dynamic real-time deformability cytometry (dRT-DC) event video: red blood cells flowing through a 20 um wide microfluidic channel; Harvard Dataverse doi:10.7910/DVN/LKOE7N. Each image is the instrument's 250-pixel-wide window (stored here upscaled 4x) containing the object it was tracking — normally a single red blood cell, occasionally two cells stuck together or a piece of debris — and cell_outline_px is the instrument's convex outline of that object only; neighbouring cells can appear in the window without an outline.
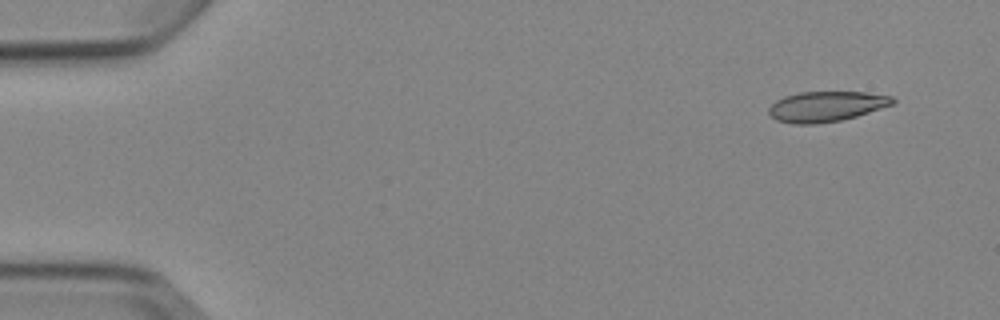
{"species": "Egyptian fruit bat (a non-hibernating species)", "species_latin": "Rousettus aegyptiacus", "temperature_condition": "cold", "stored_images_in_passage": 5, "camera_frame_rate_fps": 3000, "um_per_image_px": 0.085, "animal": {"sex": "female"}, "frame": {"image": 1, "passage_image": 1, "time_ms": 0.0, "image_size_px": [1000, 320], "cell_outline_px": [[896, 100], [892, 104], [856, 116], [840, 120], [816, 124], [792, 124], [776, 120], [768, 112], [768, 108], [776, 100], [784, 96], [800, 92], [864, 92], [892, 96]], "centroid_in_image_um": [70.19, 9.05], "position_along_channel_um": 14.8, "area_um2": 21.73}}
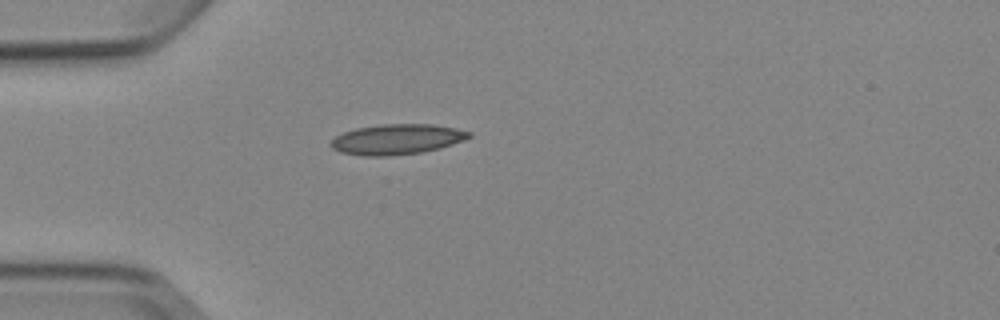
{"frame": {"image": 2, "passage_image": 4, "time_ms": 3.667, "image_size_px": [1000, 320], "cell_outline_px": [[472, 136], [464, 140], [440, 148], [424, 152], [388, 156], [364, 156], [340, 152], [332, 148], [332, 140], [336, 136], [344, 132], [356, 128], [380, 124], [432, 124], [456, 128], [472, 132]], "centroid_in_image_um": [33.77, 11.84], "position_along_channel_um": 51.2, "area_um2": 24.45}}